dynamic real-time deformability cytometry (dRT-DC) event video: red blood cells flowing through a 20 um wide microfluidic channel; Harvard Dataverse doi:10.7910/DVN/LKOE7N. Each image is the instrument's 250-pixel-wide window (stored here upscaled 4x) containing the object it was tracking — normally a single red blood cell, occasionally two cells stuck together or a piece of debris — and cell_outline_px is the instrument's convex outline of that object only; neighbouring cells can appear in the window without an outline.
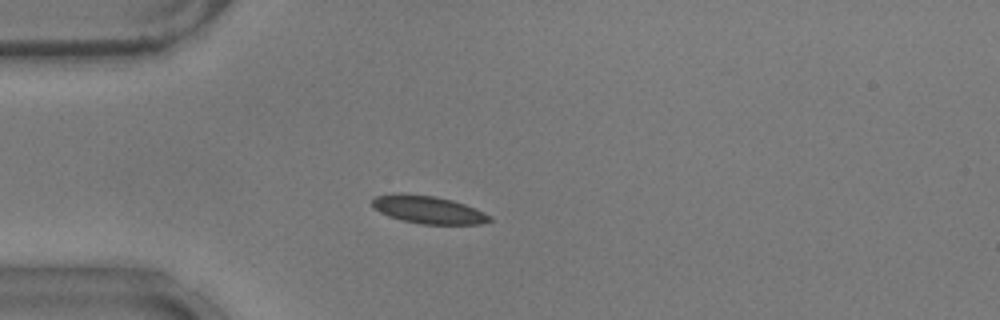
{"species": "common noctule bat (a hibernating species)", "species_latin": "Nyctalus noctula", "temperature_condition": "warm", "stored_images_in_passage": 48, "camera_frame_rate_fps": 3000, "um_per_image_px": 0.085, "animal": {"sex": "male", "body_mass_g": 17.9}, "frame": {"image": 1, "passage_image": 8, "time_ms": 2.333, "image_size_px": [1000, 320], "cell_outline_px": [[492, 220], [480, 224], [420, 224], [400, 220], [388, 216], [372, 208], [372, 200], [376, 196], [392, 192], [396, 192], [436, 196], [452, 200], [464, 204], [484, 212], [492, 216]], "centroid_in_image_um": [36.35, 17.81], "position_along_channel_um": 48.7, "area_um2": 19.25}}
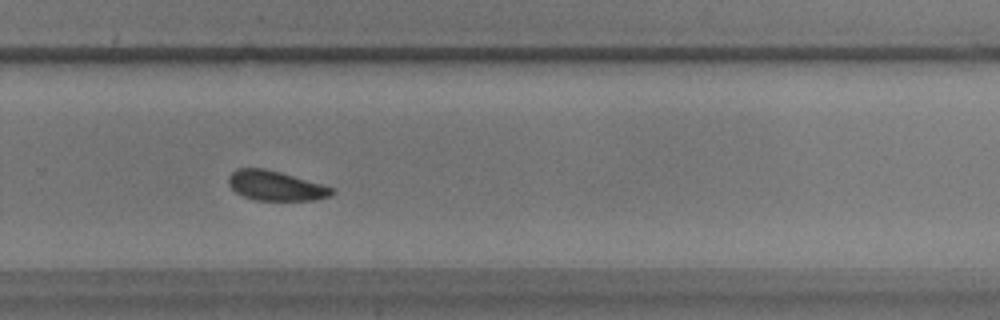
{"frame": {"image": 2, "passage_image": 30, "time_ms": 9.667, "image_size_px": [1000, 320], "cell_outline_px": [[336, 192], [328, 196], [316, 200], [252, 200], [236, 192], [228, 184], [228, 176], [236, 168], [264, 168], [280, 172], [336, 188]], "centroid_in_image_um": [23.43, 15.79], "position_along_channel_um": 306.4, "area_um2": 17.98}}
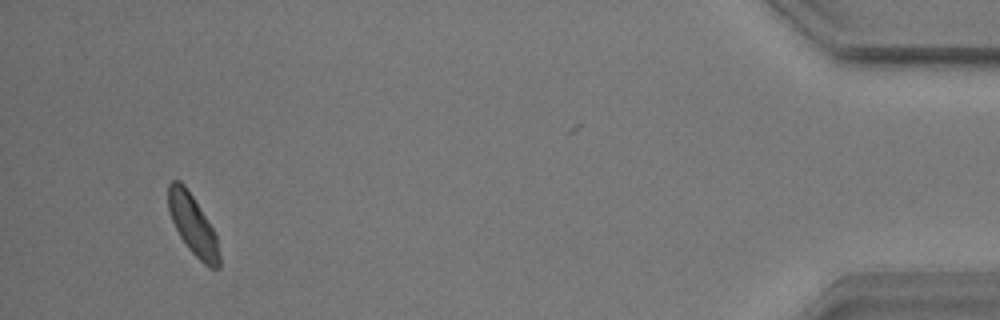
{"frame": {"image": 3, "passage_image": 45, "time_ms": 14.667, "image_size_px": [1000, 320], "cell_outline_px": [[220, 268], [212, 268], [204, 264], [188, 248], [180, 236], [172, 220], [168, 208], [168, 184], [172, 180], [180, 180], [184, 184], [192, 196], [212, 228], [216, 236], [220, 256]], "centroid_in_image_um": [16.38, 19.11], "position_along_channel_um": 418.8, "area_um2": 17.46}, "authors_computed_cell_mechanics": {"area_um2": 18.5538, "velocity_mm_per_s": 3.6982, "shape_relaxation_time_tau1_ms": 2.9915, "shape_relaxation_time_tau2_ms": 4.1468, "deformation_change_tau1": 0.0656, "deformation_change_tau2": 0.0544}}